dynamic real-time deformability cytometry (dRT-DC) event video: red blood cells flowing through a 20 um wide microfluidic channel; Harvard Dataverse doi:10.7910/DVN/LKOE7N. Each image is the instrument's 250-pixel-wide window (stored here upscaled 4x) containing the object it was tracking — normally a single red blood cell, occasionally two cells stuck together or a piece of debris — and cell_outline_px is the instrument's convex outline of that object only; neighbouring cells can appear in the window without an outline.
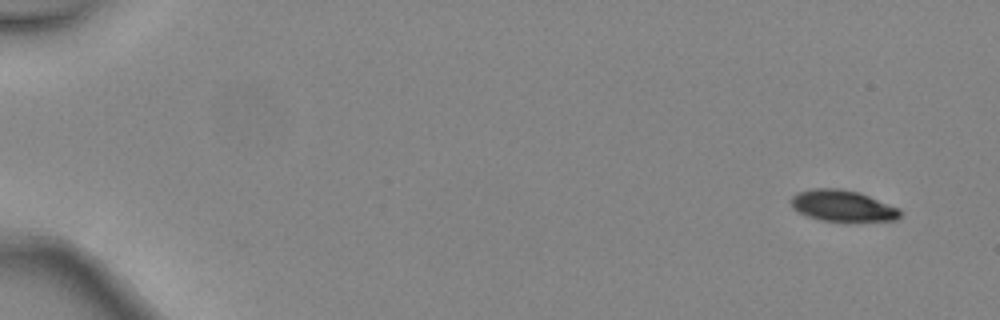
{"species": "common noctule bat (a hibernating species)", "species_latin": "Nyctalus noctula", "temperature_condition": "warm", "stored_images_in_passage": 3, "camera_frame_rate_fps": 3000, "um_per_image_px": 0.085, "animal": {"sex": "female", "body_mass_g": 24.6, "forearm_length_mm": 56.2}, "frame": {"image": 1, "passage_image": 1, "time_ms": 0.0, "image_size_px": [1000, 320], "cell_outline_px": [[900, 216], [896, 220], [848, 224], [844, 224], [820, 220], [808, 216], [792, 208], [792, 196], [800, 192], [816, 188], [836, 188], [860, 192], [900, 208]], "centroid_in_image_um": [71.69, 17.55], "position_along_channel_um": 13.3, "area_um2": 20.58}}